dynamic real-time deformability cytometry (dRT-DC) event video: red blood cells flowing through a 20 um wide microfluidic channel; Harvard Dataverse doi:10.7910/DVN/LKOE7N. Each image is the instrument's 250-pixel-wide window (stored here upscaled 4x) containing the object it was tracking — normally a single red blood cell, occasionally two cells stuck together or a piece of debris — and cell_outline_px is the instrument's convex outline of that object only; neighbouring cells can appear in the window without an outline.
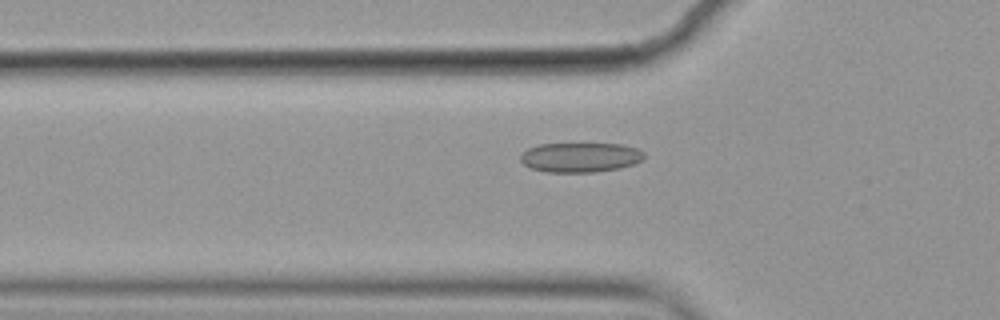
{"species": "common noctule bat (a hibernating species)", "species_latin": "Nyctalus noctula", "temperature_condition": "cold", "stored_images_in_passage": 42, "camera_frame_rate_fps": 3000, "um_per_image_px": 0.085, "animal": {"sex": "female", "body_mass_g": 19.9}, "frame": {"image": 1, "passage_image": 4, "time_ms": 1.0, "image_size_px": [1000, 320], "cell_outline_px": [[644, 160], [620, 168], [596, 172], [544, 172], [528, 168], [520, 160], [520, 156], [528, 148], [540, 144], [620, 144], [636, 148], [644, 152]], "centroid_in_image_um": [49.31, 13.38], "position_along_channel_um": 76.5, "area_um2": 21.44}}
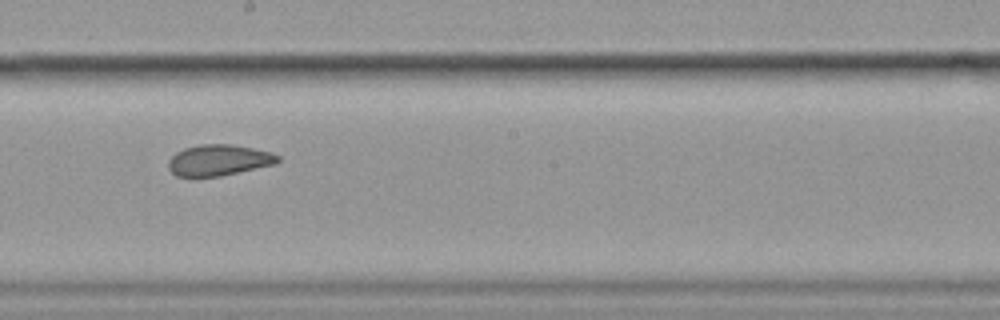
{"frame": {"image": 2, "passage_image": 17, "time_ms": 5.333, "image_size_px": [1000, 320], "cell_outline_px": [[280, 160], [276, 164], [220, 176], [176, 176], [168, 168], [168, 160], [176, 152], [184, 148], [200, 144], [232, 144], [272, 152], [280, 156]], "centroid_in_image_um": [18.61, 13.6], "position_along_channel_um": 229.6, "area_um2": 19.83}}
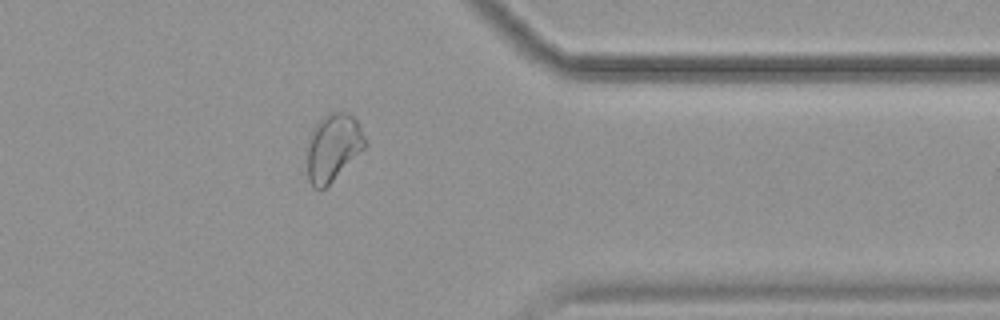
{"frame": {"image": 3, "passage_image": 31, "time_ms": 10.0, "image_size_px": [1000, 320], "cell_outline_px": [[368, 144], [320, 192], [312, 188], [308, 180], [308, 136], [312, 128], [324, 116], [332, 112], [348, 112], [356, 120], [368, 140]], "centroid_in_image_um": [28.3, 12.52], "position_along_channel_um": 383.1, "area_um2": 22.66}, "authors_computed_cell_mechanics": {"area_um2": 20.5479, "velocity_mm_per_s": 3.5443, "shape_relaxation_time_tau1_ms": 7.3107, "shape_relaxation_time_tau2_ms": 1.9408, "deformation_change_tau1": 0.1194, "deformation_change_tau2": 0.0663}}